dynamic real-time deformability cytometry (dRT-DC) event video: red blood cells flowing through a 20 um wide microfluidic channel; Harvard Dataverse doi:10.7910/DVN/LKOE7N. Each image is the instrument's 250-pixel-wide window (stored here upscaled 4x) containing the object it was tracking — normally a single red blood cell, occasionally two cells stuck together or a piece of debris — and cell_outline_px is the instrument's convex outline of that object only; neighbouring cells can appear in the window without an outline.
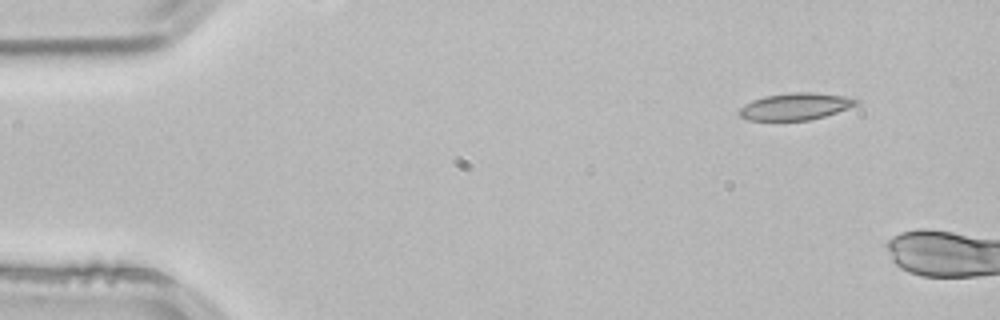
{"species": "common noctule bat (a hibernating species)", "species_latin": "Nyctalus noctula", "temperature_condition": "room temperature", "stored_images_in_passage": 3, "camera_frame_rate_fps": 3000, "um_per_image_px": 0.085, "animal": {"sex": "male", "body_mass_g": 21.5, "forearm_length_mm": 52.0}, "frame": {"image": 1, "passage_image": 1, "time_ms": 0.0, "image_size_px": [1000, 320], "cell_outline_px": [[860, 104], [824, 116], [808, 120], [748, 120], [740, 116], [740, 108], [744, 104], [752, 100], [764, 96], [796, 92], [812, 92], [844, 96], [860, 100]], "centroid_in_image_um": [67.62, 9.04], "position_along_channel_um": 17.4, "area_um2": 18.21}}